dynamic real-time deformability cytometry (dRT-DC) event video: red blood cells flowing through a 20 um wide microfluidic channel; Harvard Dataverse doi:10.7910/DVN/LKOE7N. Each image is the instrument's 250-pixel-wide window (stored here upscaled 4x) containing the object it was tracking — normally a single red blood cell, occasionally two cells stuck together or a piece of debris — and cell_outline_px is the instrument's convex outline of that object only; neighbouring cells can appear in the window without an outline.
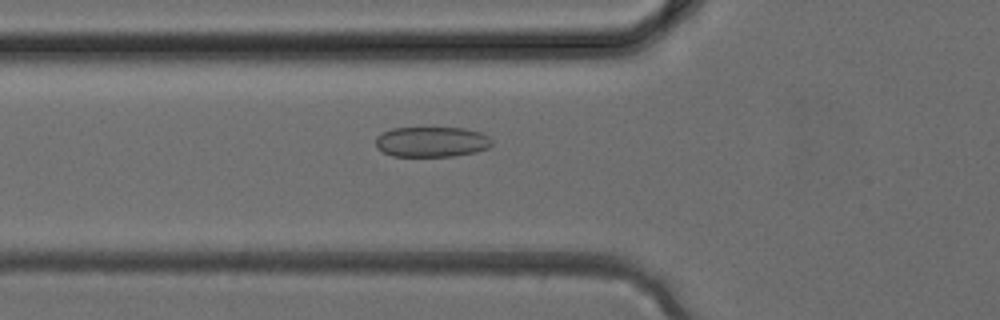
{"species": "common noctule bat (a hibernating species)", "species_latin": "Nyctalus noctula", "temperature_condition": "cold", "stored_images_in_passage": 27, "camera_frame_rate_fps": 3000, "um_per_image_px": 0.085, "animal": {"sex": "female", "body_mass_g": 24.6, "forearm_length_mm": 56.2}, "frame": {"image": 1, "passage_image": 3, "time_ms": 0.667, "image_size_px": [1000, 320], "cell_outline_px": [[492, 144], [488, 148], [476, 152], [456, 156], [392, 156], [376, 148], [376, 136], [392, 128], [464, 128], [480, 132], [488, 136], [492, 140]], "centroid_in_image_um": [36.7, 12.06], "position_along_channel_um": 89.1, "area_um2": 20.58}}
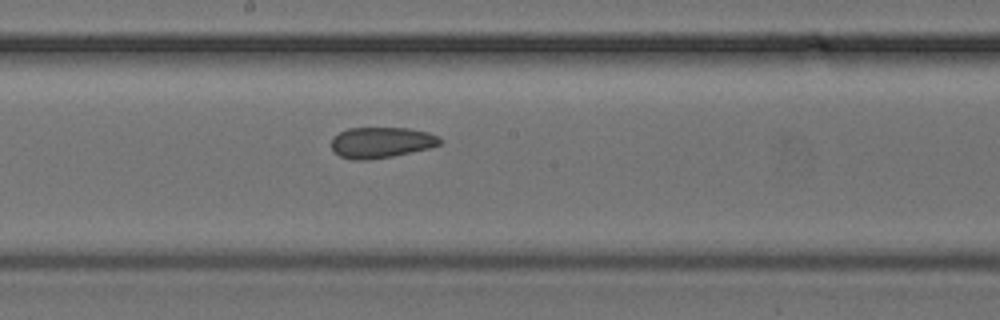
{"frame": {"image": 2, "passage_image": 10, "time_ms": 3.0, "image_size_px": [1000, 320], "cell_outline_px": [[444, 140], [440, 144], [428, 148], [392, 156], [368, 160], [352, 160], [340, 156], [332, 148], [332, 136], [348, 128], [408, 128], [428, 132], [440, 136]], "centroid_in_image_um": [32.42, 12.1], "position_along_channel_um": 215.8, "area_um2": 19.54}}
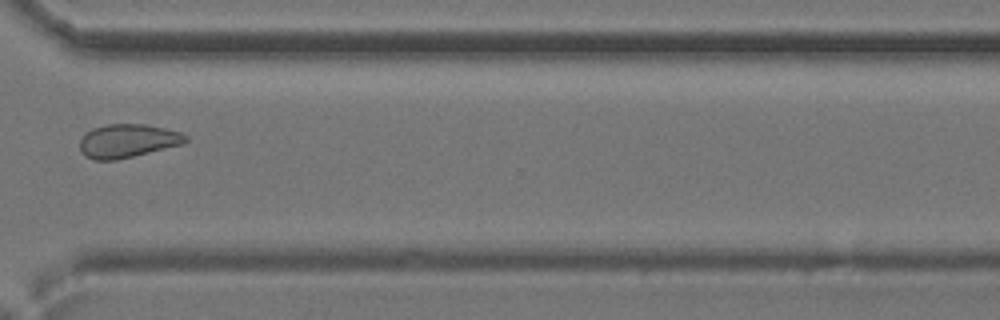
{"frame": {"image": 3, "passage_image": 18, "time_ms": 5.667, "image_size_px": [1000, 320], "cell_outline_px": [[188, 140], [184, 144], [116, 160], [92, 160], [84, 156], [80, 148], [80, 140], [92, 128], [108, 124], [144, 124], [164, 128], [180, 132], [188, 136]], "centroid_in_image_um": [10.86, 11.98], "position_along_channel_um": 359.7, "area_um2": 20.63}}